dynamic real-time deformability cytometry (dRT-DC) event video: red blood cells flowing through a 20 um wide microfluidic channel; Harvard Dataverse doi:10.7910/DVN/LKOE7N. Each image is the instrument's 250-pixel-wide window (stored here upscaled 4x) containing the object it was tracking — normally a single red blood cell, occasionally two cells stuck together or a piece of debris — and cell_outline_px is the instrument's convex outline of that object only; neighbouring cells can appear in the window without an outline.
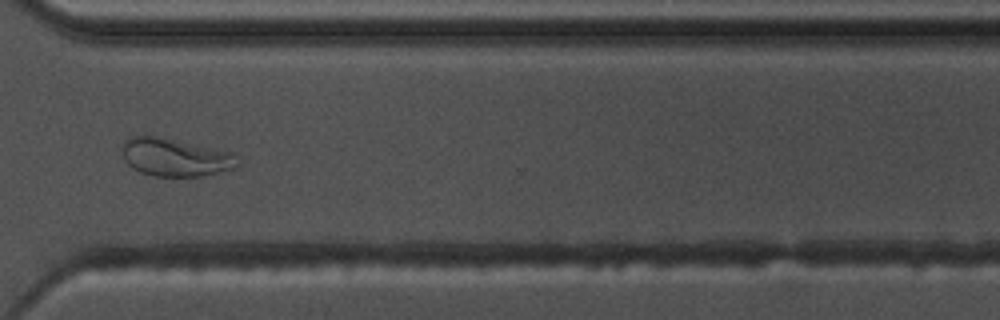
{"species": "common noctule bat (a hibernating species)", "species_latin": "Nyctalus noctula", "temperature_condition": "warm", "stored_images_in_passage": 34, "camera_frame_rate_fps": 3000, "um_per_image_px": 0.085, "animal": {"sex": "male", "body_mass_g": 17.5, "forearm_length_mm": 52.3}, "frame": {"image": 1, "passage_image": 29, "time_ms": 9.333, "image_size_px": [1000, 320], "cell_outline_px": [[240, 164], [236, 168], [200, 176], [152, 176], [140, 172], [132, 168], [124, 160], [120, 148], [124, 140], [132, 136], [144, 132], [232, 152]], "centroid_in_image_um": [14.81, 13.33], "position_along_channel_um": 355.8, "area_um2": 26.24}, "authors_computed_cell_mechanics": {"area_um2": 19.6231, "velocity_mm_per_s": 3.5345, "shape_relaxation_time_tau1_ms": 5.4828, "shape_relaxation_time_tau2_ms": 1.206, "deformation_change_tau1": 0.2003, "deformation_change_tau2": 0.0878}}